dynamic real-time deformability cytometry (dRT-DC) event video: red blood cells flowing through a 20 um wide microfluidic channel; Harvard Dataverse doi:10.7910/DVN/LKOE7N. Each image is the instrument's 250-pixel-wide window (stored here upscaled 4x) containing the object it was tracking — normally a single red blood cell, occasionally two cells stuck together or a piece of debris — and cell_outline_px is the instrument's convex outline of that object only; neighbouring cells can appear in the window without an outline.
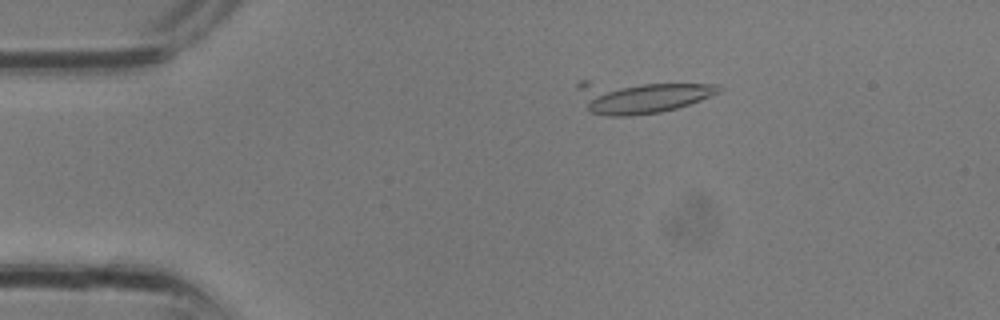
{"species": "common noctule bat (a hibernating species)", "species_latin": "Nyctalus noctula", "temperature_condition": "room temperature", "stored_images_in_passage": 30, "camera_frame_rate_fps": 3000, "um_per_image_px": 0.085, "animal": {"sex": "male", "body_mass_g": 13.3}, "frame": {"image": 1, "passage_image": 5, "time_ms": 1.333, "image_size_px": [1000, 320], "cell_outline_px": [[720, 92], [700, 100], [676, 108], [660, 112], [628, 116], [608, 116], [592, 112], [588, 108], [576, 88], [576, 84], [580, 80], [588, 80], [720, 84]], "centroid_in_image_um": [54.44, 8.17], "position_along_channel_um": 30.6, "area_um2": 27.4}}
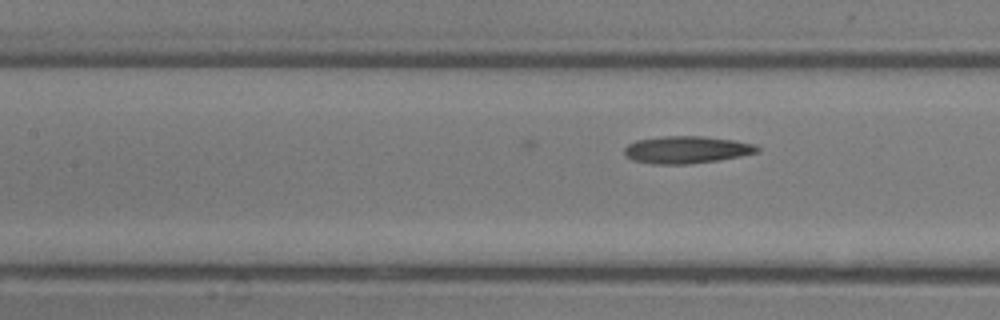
{"frame": {"image": 2, "passage_image": 13, "time_ms": 4.0, "image_size_px": [1000, 320], "cell_outline_px": [[760, 152], [740, 156], [716, 160], [688, 164], [652, 164], [632, 160], [624, 156], [624, 148], [628, 144], [636, 140], [664, 136], [704, 136], [732, 140], [756, 144], [760, 148]], "centroid_in_image_um": [58.34, 12.72], "position_along_channel_um": 149.1, "area_um2": 21.21}}
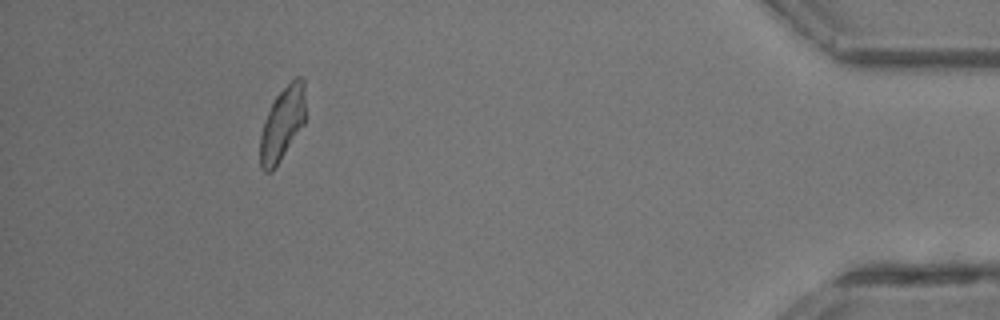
{"frame": {"image": 3, "passage_image": 28, "time_ms": 9.0, "image_size_px": [1000, 320], "cell_outline_px": [[304, 124], [272, 172], [264, 172], [260, 168], [260, 136], [264, 120], [276, 96], [296, 76], [300, 76], [304, 80]], "centroid_in_image_um": [23.98, 10.55], "position_along_channel_um": 411.2, "area_um2": 19.13}}